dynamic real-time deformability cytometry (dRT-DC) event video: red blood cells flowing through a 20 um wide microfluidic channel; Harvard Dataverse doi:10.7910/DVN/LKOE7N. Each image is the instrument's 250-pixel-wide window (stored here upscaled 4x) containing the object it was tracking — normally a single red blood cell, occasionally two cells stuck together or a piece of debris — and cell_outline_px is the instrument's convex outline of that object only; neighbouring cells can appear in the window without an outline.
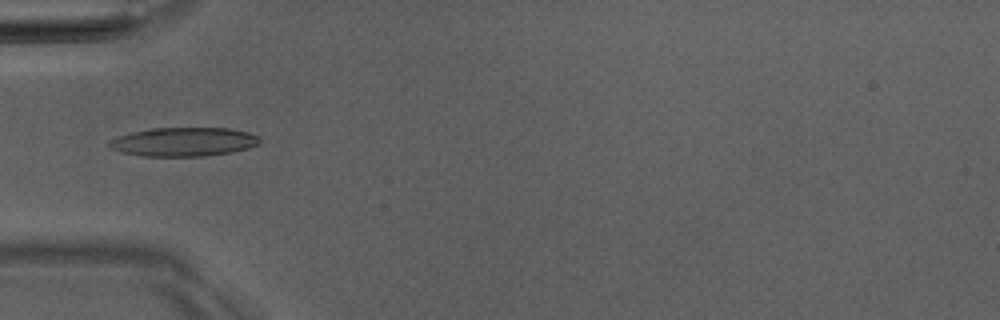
{"species": "Egyptian fruit bat (a non-hibernating species)", "species_latin": "Rousettus aegyptiacus", "temperature_condition": "room temperature", "stored_images_in_passage": 5, "camera_frame_rate_fps": 3000, "um_per_image_px": 0.085, "animal": {"sex": "male"}, "frame": {"image": 1, "passage_image": 5, "time_ms": 4.667, "image_size_px": [1000, 320], "cell_outline_px": [[260, 140], [256, 144], [248, 148], [232, 152], [204, 156], [144, 156], [124, 152], [112, 148], [108, 144], [112, 140], [120, 136], [132, 132], [152, 128], [228, 128], [248, 132], [256, 136]], "centroid_in_image_um": [15.63, 12.05], "position_along_channel_um": 69.4, "area_um2": 24.85}}